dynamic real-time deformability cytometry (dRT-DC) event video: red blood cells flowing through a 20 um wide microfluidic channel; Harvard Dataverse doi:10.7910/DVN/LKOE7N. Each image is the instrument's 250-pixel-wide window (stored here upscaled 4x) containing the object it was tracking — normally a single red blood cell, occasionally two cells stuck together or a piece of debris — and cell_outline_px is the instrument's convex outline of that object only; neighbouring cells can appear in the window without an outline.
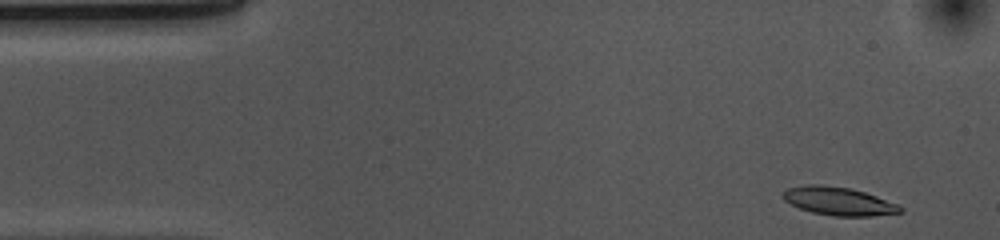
{"species": "common noctule bat (a hibernating species)", "species_latin": "Nyctalus noctula", "temperature_condition": "cold", "stored_images_in_passage": 43, "camera_frame_rate_fps": 3000, "um_per_image_px": 0.085, "animal": {"sex": "female", "body_mass_g": 10.0, "forearm_length_mm": 53.1}, "frame": {"image": 1, "passage_image": 1, "time_ms": 0.0, "image_size_px": [1000, 240], "cell_outline_px": [[904, 212], [872, 216], [832, 216], [812, 212], [800, 208], [784, 200], [784, 192], [788, 188], [808, 184], [820, 184], [848, 188], [864, 192], [876, 196], [896, 204], [904, 208]], "centroid_in_image_um": [71.3, 17.11], "position_along_channel_um": 13.7, "area_um2": 19.07}}
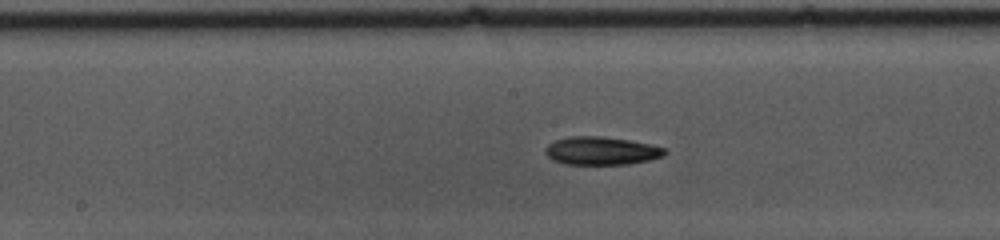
{"frame": {"image": 2, "passage_image": 23, "time_ms": 7.333, "image_size_px": [1000, 240], "cell_outline_px": [[668, 152], [664, 156], [648, 160], [628, 164], [564, 164], [552, 160], [544, 152], [544, 148], [548, 144], [556, 140], [568, 136], [600, 136], [628, 140], [668, 148]], "centroid_in_image_um": [51.11, 12.82], "position_along_channel_um": 197.1, "area_um2": 19.65}}
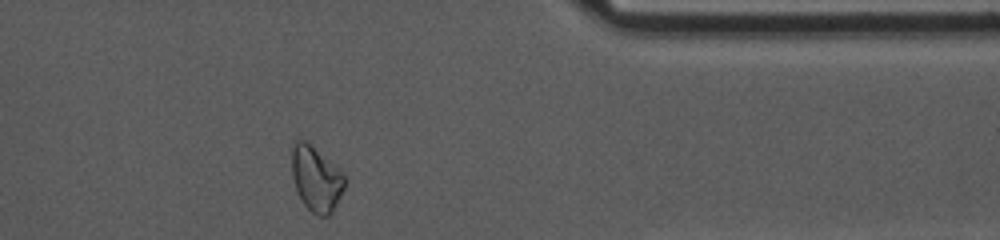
{"frame": {"image": 3, "passage_image": 40, "time_ms": 13.0, "image_size_px": [1000, 240], "cell_outline_px": [[344, 188], [332, 212], [328, 216], [316, 216], [304, 204], [296, 192], [292, 176], [292, 148], [296, 140], [308, 140], [340, 168], [344, 172]], "centroid_in_image_um": [26.87, 15.16], "position_along_channel_um": 384.5, "area_um2": 20.4}, "authors_computed_cell_mechanics": {"area_um2": 19.1318, "velocity_mm_per_s": 3.6768, "shape_relaxation_time_tau1_ms": 5.2086, "shape_relaxation_time_tau2_ms": null, "deformation_change_tau1": 0.1393, "deformation_change_tau2": null}}